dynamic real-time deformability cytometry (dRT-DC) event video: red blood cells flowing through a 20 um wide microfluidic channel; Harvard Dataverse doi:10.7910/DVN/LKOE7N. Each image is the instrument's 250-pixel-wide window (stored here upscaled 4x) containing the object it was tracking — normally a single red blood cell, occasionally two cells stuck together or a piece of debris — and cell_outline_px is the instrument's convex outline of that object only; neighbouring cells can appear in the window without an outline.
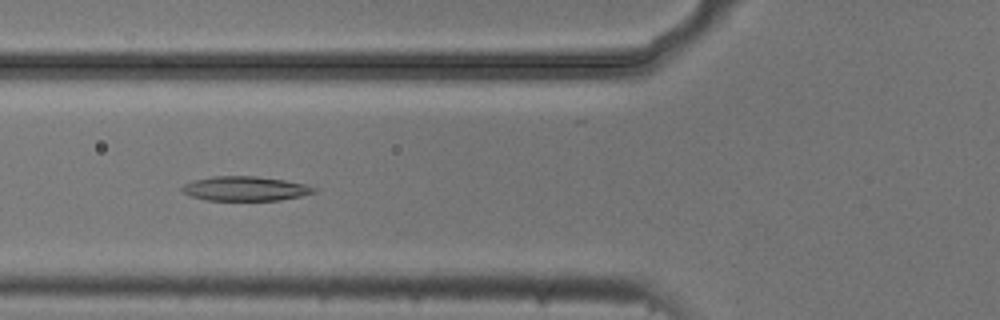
{"species": "common noctule bat (a hibernating species)", "species_latin": "Nyctalus noctula", "temperature_condition": "cold", "stored_images_in_passage": 7, "camera_frame_rate_fps": 3000, "um_per_image_px": 0.085, "animal": {"sex": "male", "body_mass_g": 20.5, "forearm_length_mm": 52.5}, "frame": {"image": 1, "passage_image": 6, "time_ms": 1.667, "image_size_px": [1000, 320], "cell_outline_px": [[316, 192], [300, 196], [280, 200], [204, 200], [192, 196], [184, 192], [180, 188], [184, 184], [196, 180], [212, 176], [256, 176], [284, 180], [304, 184], [316, 188]], "centroid_in_image_um": [20.84, 16.03], "position_along_channel_um": 105.0, "area_um2": 18.61}}
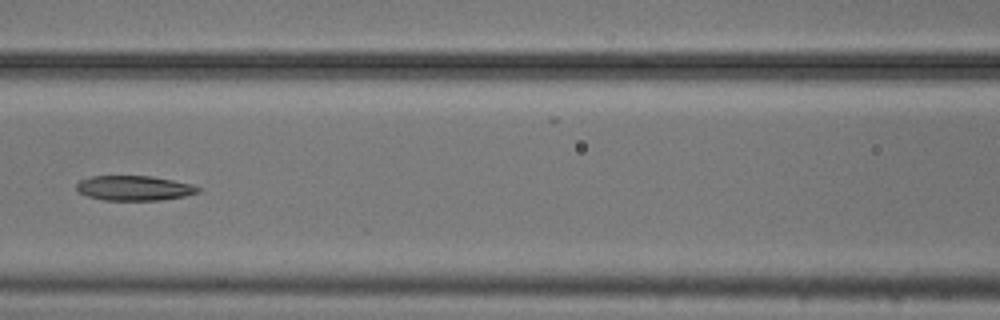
{"frame": {"image": 2, "passage_image": 7, "time_ms": 2.0, "image_size_px": [1000, 320], "cell_outline_px": [[204, 188], [200, 192], [184, 196], [160, 200], [104, 200], [88, 196], [80, 192], [76, 188], [76, 184], [80, 180], [92, 176], [152, 176], [192, 184]], "centroid_in_image_um": [11.45, 15.98], "position_along_channel_um": 155.2, "area_um2": 17.63}}